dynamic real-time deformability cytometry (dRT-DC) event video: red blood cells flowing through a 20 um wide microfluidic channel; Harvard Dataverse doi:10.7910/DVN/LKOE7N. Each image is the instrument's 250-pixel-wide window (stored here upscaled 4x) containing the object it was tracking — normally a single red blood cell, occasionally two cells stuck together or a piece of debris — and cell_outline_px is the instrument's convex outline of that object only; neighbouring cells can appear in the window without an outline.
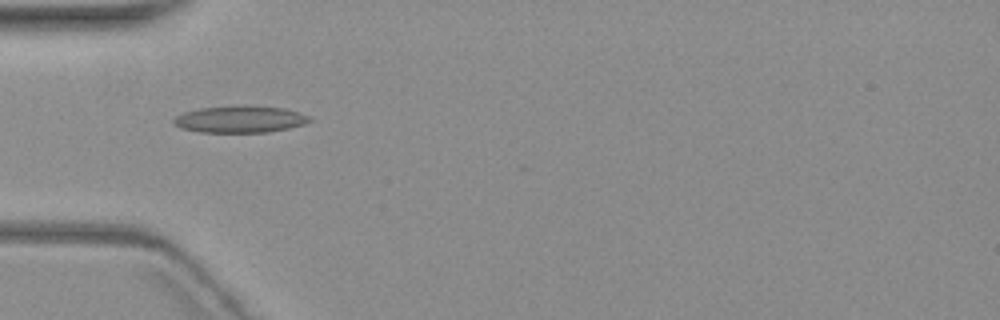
{"species": "common noctule bat (a hibernating species)", "species_latin": "Nyctalus noctula", "temperature_condition": "warm", "stored_images_in_passage": 1, "camera_frame_rate_fps": 3000, "um_per_image_px": 0.085, "animal": {"sex": "female", "body_mass_g": 19.3, "forearm_length_mm": 54.1}, "frame": {"image": 1, "passage_image": 1, "time_ms": 0.0, "image_size_px": [1000, 320], "cell_outline_px": [[312, 120], [304, 124], [288, 128], [268, 132], [200, 132], [180, 128], [172, 120], [176, 116], [184, 112], [200, 108], [284, 108], [308, 116]], "centroid_in_image_um": [20.37, 10.18], "position_along_channel_um": 64.6, "area_um2": 20.11}}